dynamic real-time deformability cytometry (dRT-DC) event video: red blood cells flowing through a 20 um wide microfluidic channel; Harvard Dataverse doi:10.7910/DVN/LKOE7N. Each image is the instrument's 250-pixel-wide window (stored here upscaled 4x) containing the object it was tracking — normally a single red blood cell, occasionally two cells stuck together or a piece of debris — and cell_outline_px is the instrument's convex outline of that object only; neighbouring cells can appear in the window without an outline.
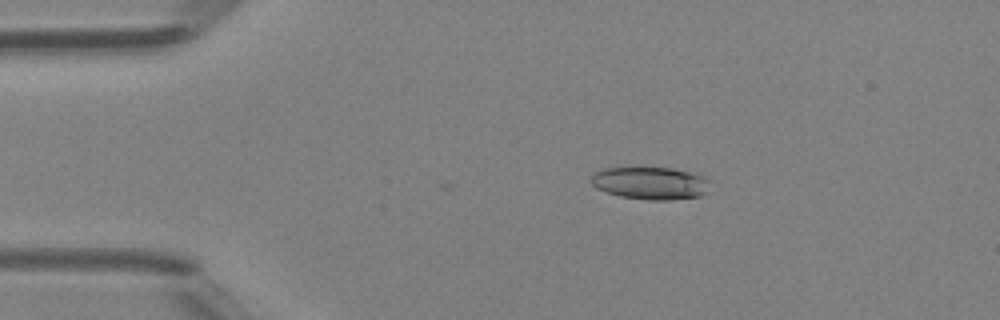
{"species": "Egyptian fruit bat (a non-hibernating species)", "species_latin": "Rousettus aegyptiacus", "temperature_condition": "room temperature", "stored_images_in_passage": 3, "camera_frame_rate_fps": 3000, "um_per_image_px": 0.085, "animal": {"sex": "female"}, "frame": {"image": 1, "passage_image": 1, "time_ms": 0.0, "image_size_px": [1000, 320], "cell_outline_px": [[712, 180], [704, 192], [700, 196], [668, 200], [648, 200], [620, 196], [596, 188], [592, 184], [592, 176], [596, 172], [604, 168], [672, 168], [700, 172], [708, 176]], "centroid_in_image_um": [55.38, 15.55], "position_along_channel_um": 29.6, "area_um2": 22.77}}